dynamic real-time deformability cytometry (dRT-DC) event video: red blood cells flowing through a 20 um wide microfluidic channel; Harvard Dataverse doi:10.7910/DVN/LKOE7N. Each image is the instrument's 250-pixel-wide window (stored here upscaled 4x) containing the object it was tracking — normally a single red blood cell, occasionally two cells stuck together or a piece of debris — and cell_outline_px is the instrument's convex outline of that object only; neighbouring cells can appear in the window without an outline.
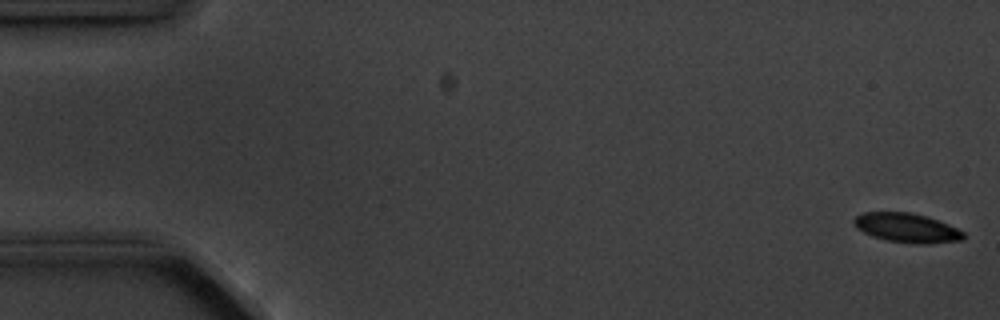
{"species": "common noctule bat (a hibernating species)", "species_latin": "Nyctalus noctula", "temperature_condition": "cold", "stored_images_in_passage": 6, "camera_frame_rate_fps": 3000, "um_per_image_px": 0.085, "animal": {"sex": "male", "body_mass_g": 20.1, "forearm_length_mm": 53.5}, "frame": {"image": 1, "passage_image": 1, "time_ms": 0.0, "image_size_px": [1000, 320], "cell_outline_px": [[964, 240], [928, 244], [916, 244], [888, 240], [872, 236], [856, 228], [852, 224], [852, 220], [856, 216], [864, 212], [912, 212], [928, 216], [948, 224], [964, 232]], "centroid_in_image_um": [77.08, 19.36], "position_along_channel_um": 7.9, "area_um2": 18.84}}
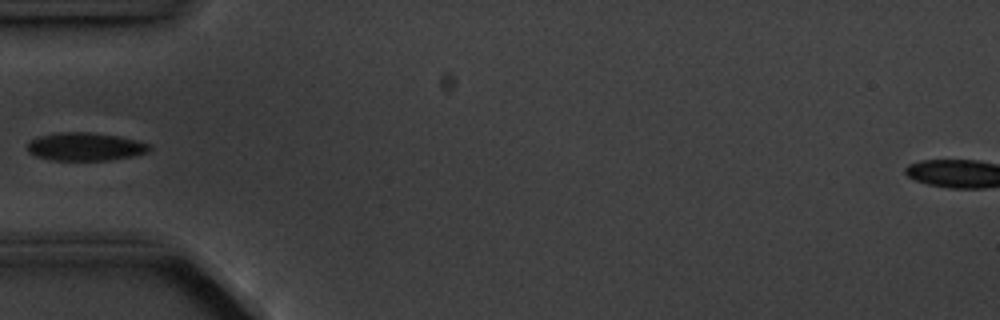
{"frame": {"image": 2, "passage_image": 5, "time_ms": 5.667, "image_size_px": [1000, 320], "cell_outline_px": [[152, 148], [148, 152], [132, 156], [108, 160], [52, 160], [36, 156], [28, 152], [28, 144], [36, 136], [56, 132], [88, 132], [120, 136], [136, 140], [148, 144]], "centroid_in_image_um": [7.23, 12.46], "position_along_channel_um": 77.8, "area_um2": 20.0}}
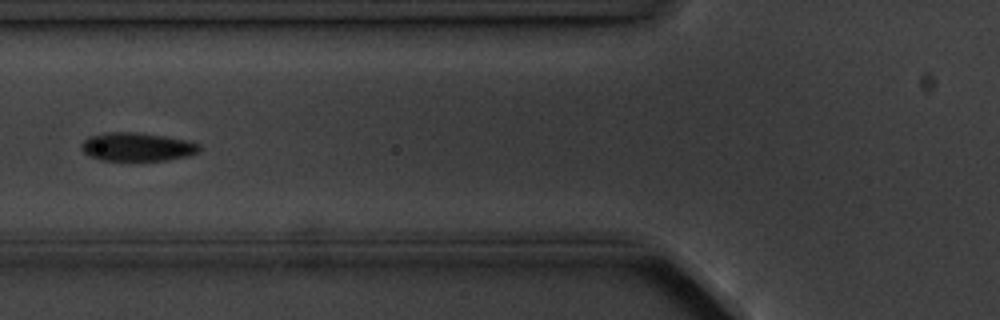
{"frame": {"image": 3, "passage_image": 6, "time_ms": 6.667, "image_size_px": [1000, 320], "cell_outline_px": [[200, 152], [188, 156], [164, 160], [100, 160], [88, 156], [80, 148], [80, 144], [88, 136], [104, 132], [136, 132], [164, 136], [188, 140], [200, 144]], "centroid_in_image_um": [11.63, 12.47], "position_along_channel_um": 114.2, "area_um2": 19.77}}